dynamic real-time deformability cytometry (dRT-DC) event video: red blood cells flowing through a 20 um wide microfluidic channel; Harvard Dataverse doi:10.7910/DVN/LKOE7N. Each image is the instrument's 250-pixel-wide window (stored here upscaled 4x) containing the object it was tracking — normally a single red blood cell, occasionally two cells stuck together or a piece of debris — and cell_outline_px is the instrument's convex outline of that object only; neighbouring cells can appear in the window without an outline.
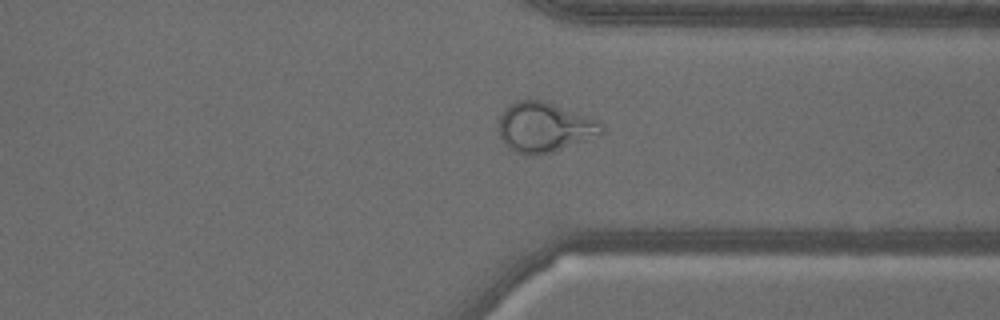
{"species": "common noctule bat (a hibernating species)", "species_latin": "Nyctalus noctula", "temperature_condition": "warm", "stored_images_in_passage": 45, "camera_frame_rate_fps": 3000, "um_per_image_px": 0.085, "animal": {"sex": "male", "body_mass_g": 18.8}, "frame": {"image": 1, "passage_image": 32, "time_ms": 10.333, "image_size_px": [1000, 320], "cell_outline_px": [[604, 132], [600, 136], [552, 152], [536, 156], [524, 156], [508, 148], [504, 144], [500, 136], [500, 116], [504, 108], [508, 104], [516, 100], [540, 100], [552, 104], [596, 120], [604, 124]], "centroid_in_image_um": [46.26, 10.85], "position_along_channel_um": 365.1, "area_um2": 29.94}, "authors_computed_cell_mechanics": {"area_um2": 29.7092, "velocity_mm_per_s": 3.5508, "shape_relaxation_time_tau1_ms": null, "shape_relaxation_time_tau2_ms": 0.7911, "deformation_change_tau1": null, "deformation_change_tau2": 0.089}}